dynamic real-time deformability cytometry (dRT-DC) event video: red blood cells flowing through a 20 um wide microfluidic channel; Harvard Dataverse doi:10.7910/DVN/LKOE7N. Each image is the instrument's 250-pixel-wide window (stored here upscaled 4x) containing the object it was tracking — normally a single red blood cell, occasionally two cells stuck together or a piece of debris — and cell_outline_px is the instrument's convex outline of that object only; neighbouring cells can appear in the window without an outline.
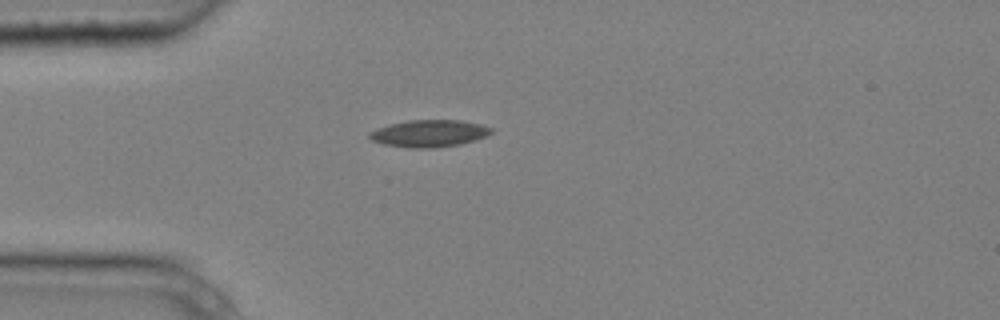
{"species": "common noctule bat (a hibernating species)", "species_latin": "Nyctalus noctula", "temperature_condition": "cold", "stored_images_in_passage": 4, "camera_frame_rate_fps": 3000, "um_per_image_px": 0.085, "animal": {"sex": "male", "body_mass_g": 20.4}, "frame": {"image": 1, "passage_image": 3, "time_ms": 0.667, "image_size_px": [1000, 320], "cell_outline_px": [[492, 132], [488, 136], [476, 140], [460, 144], [432, 148], [412, 148], [384, 144], [372, 140], [368, 136], [368, 132], [376, 128], [408, 120], [460, 120], [480, 124], [492, 128]], "centroid_in_image_um": [36.49, 11.34], "position_along_channel_um": 48.5, "area_um2": 19.19}}